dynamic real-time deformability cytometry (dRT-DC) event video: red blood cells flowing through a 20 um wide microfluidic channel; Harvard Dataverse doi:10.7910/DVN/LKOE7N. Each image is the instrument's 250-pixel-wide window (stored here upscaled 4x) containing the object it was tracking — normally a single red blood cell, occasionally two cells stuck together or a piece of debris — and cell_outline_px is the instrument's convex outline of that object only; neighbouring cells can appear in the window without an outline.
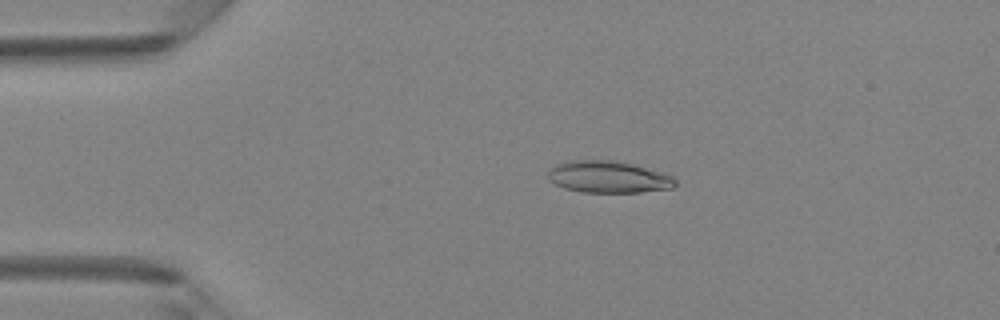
{"species": "Egyptian fruit bat (a non-hibernating species)", "species_latin": "Rousettus aegyptiacus", "temperature_condition": "room temperature", "stored_images_in_passage": 48, "camera_frame_rate_fps": 3000, "um_per_image_px": 0.085, "animal": {"sex": "female"}, "frame": {"image": 1, "passage_image": 10, "time_ms": 3.0, "image_size_px": [1000, 320], "cell_outline_px": [[676, 184], [672, 188], [640, 192], [580, 192], [564, 188], [548, 180], [548, 172], [556, 164], [568, 160], [620, 160], [660, 172], [672, 176], [676, 180]], "centroid_in_image_um": [51.69, 15.03], "position_along_channel_um": 33.3, "area_um2": 23.7}}
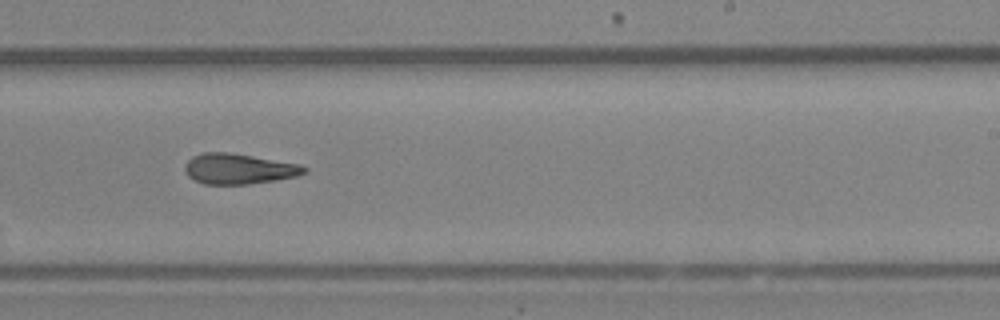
{"frame": {"image": 2, "passage_image": 30, "time_ms": 9.667, "image_size_px": [1000, 320], "cell_outline_px": [[308, 168], [304, 172], [296, 176], [248, 184], [204, 184], [188, 176], [184, 168], [184, 164], [192, 156], [204, 152], [228, 152], [300, 164]], "centroid_in_image_um": [20.25, 14.34], "position_along_channel_um": 268.8, "area_um2": 20.92}}
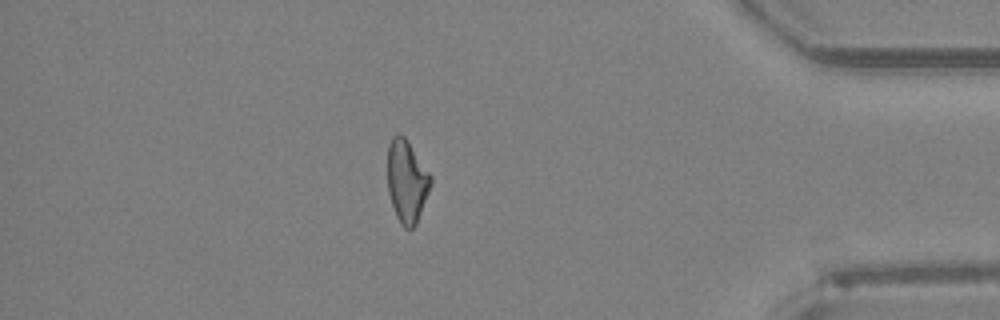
{"frame": {"image": 3, "passage_image": 42, "time_ms": 13.667, "image_size_px": [1000, 320], "cell_outline_px": [[432, 184], [416, 224], [412, 228], [404, 228], [400, 224], [396, 216], [388, 192], [388, 144], [392, 136], [400, 132], [404, 136], [432, 176]], "centroid_in_image_um": [34.58, 15.4], "position_along_channel_um": 400.6, "area_um2": 20.75}, "authors_computed_cell_mechanics": {"area_um2": 21.675, "velocity_mm_per_s": 4.2039, "shape_relaxation_time_tau1_ms": 8.394, "shape_relaxation_time_tau2_ms": 2.7945, "deformation_change_tau1": 0.2413, "deformation_change_tau2": 0.1272}}